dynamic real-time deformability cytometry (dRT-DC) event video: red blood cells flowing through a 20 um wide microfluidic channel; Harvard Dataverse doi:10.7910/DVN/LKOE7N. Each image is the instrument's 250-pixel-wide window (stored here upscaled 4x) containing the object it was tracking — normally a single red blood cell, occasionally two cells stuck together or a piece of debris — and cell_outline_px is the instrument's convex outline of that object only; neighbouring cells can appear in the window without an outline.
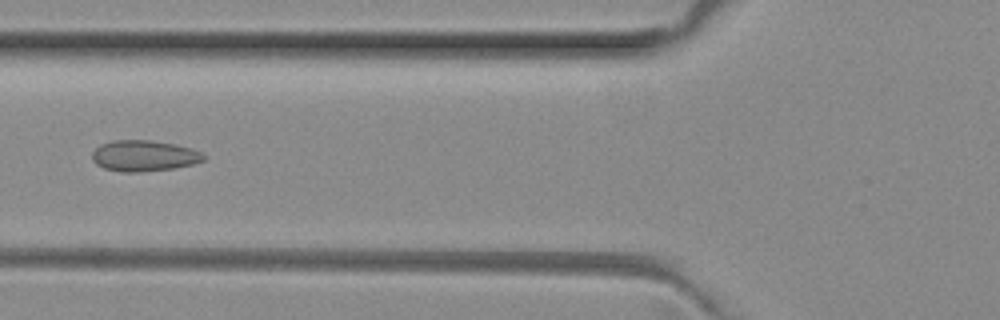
{"species": "common noctule bat (a hibernating species)", "species_latin": "Nyctalus noctula", "temperature_condition": "room temperature", "stored_images_in_passage": 3, "camera_frame_rate_fps": 3000, "um_per_image_px": 0.085, "animal": {"sex": "female", "body_mass_g": 29.2, "forearm_length_mm": 56.3}, "frame": {"image": 1, "passage_image": 3, "time_ms": 0.667, "image_size_px": [1000, 320], "cell_outline_px": [[204, 160], [192, 164], [176, 168], [136, 172], [120, 172], [104, 168], [96, 164], [92, 160], [92, 152], [100, 144], [112, 140], [148, 140], [176, 144], [192, 148], [200, 152], [204, 156]], "centroid_in_image_um": [12.21, 13.24], "position_along_channel_um": 113.6, "area_um2": 20.17}}